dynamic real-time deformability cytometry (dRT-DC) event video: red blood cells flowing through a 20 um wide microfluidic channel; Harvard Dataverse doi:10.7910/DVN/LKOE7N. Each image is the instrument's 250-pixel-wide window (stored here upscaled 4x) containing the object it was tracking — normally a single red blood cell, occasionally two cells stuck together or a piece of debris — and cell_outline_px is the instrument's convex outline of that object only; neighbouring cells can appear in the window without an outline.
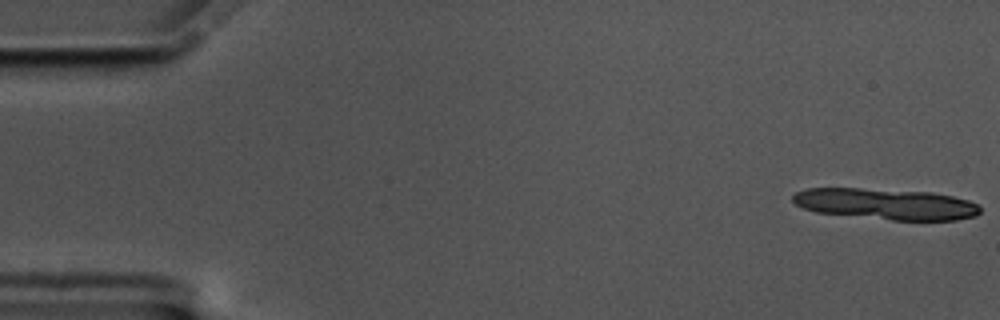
{"species": "common noctule bat (a hibernating species)", "species_latin": "Nyctalus noctula", "temperature_condition": "cold", "stored_images_in_passage": 11, "camera_frame_rate_fps": 3000, "um_per_image_px": 0.085, "animal": {"sex": "male", "body_mass_g": 17.5, "forearm_length_mm": 52.3}, "frame": {"image": 1, "passage_image": 1, "time_ms": 0.0, "image_size_px": [1000, 320], "cell_outline_px": [[980, 212], [976, 216], [956, 220], [892, 220], [816, 212], [804, 208], [796, 204], [792, 200], [792, 196], [796, 192], [804, 188], [860, 188], [932, 192], [952, 196], [968, 200], [976, 204], [980, 208]], "centroid_in_image_um": [75.29, 17.33], "position_along_channel_um": 9.7, "area_um2": 33.93}}